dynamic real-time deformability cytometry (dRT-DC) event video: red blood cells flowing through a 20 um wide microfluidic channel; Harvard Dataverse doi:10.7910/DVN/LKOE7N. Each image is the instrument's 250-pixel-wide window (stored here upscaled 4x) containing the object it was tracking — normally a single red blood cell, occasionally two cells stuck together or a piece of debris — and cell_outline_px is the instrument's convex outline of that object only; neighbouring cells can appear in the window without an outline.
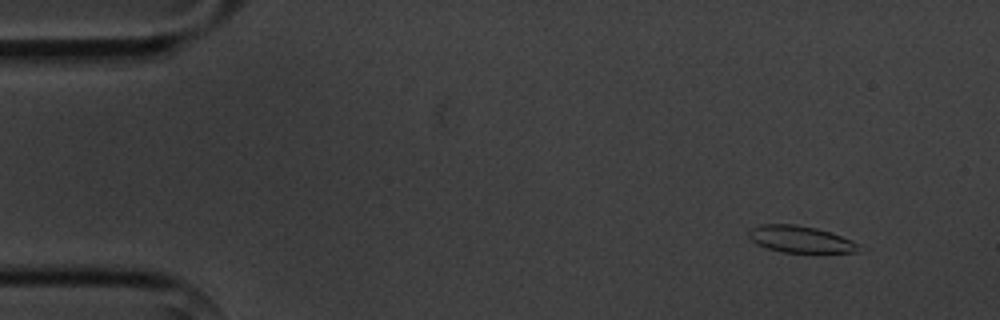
{"species": "common noctule bat (a hibernating species)", "species_latin": "Nyctalus noctula", "temperature_condition": "cold", "stored_images_in_passage": 5, "camera_frame_rate_fps": 3000, "um_per_image_px": 0.085, "animal": {"sex": "male", "body_mass_g": 20.1, "forearm_length_mm": 53.5}, "frame": {"image": 1, "passage_image": 2, "time_ms": 1.0, "image_size_px": [1000, 320], "cell_outline_px": [[868, 252], [780, 252], [756, 244], [748, 236], [748, 232], [752, 228], [764, 224], [796, 224], [816, 228], [832, 232], [852, 240], [868, 248]], "centroid_in_image_um": [68.17, 20.35], "position_along_channel_um": 16.8, "area_um2": 17.51}}